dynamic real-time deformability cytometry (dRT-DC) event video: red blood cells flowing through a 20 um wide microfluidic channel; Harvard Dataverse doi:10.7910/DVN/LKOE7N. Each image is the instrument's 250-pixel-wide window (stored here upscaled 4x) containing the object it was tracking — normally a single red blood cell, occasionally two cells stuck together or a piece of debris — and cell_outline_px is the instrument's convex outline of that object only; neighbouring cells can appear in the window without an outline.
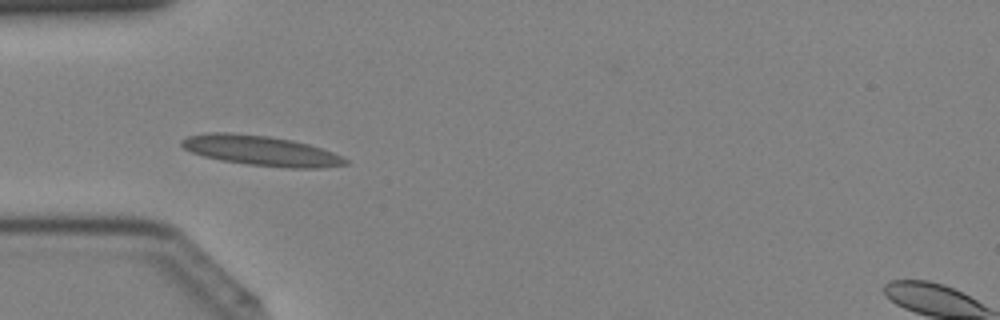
{"species": "Egyptian fruit bat (a non-hibernating species)", "species_latin": "Rousettus aegyptiacus", "temperature_condition": "cold", "stored_images_in_passage": 41, "camera_frame_rate_fps": 3000, "um_per_image_px": 0.085, "animal": {"sex": "female"}, "frame": {"image": 1, "passage_image": 12, "time_ms": 3.667, "image_size_px": [1000, 320], "cell_outline_px": [[348, 164], [320, 168], [292, 168], [248, 164], [220, 160], [204, 156], [192, 152], [184, 148], [180, 144], [180, 140], [188, 136], [204, 132], [228, 132], [268, 136], [292, 140], [308, 144], [332, 152], [348, 160]], "centroid_in_image_um": [22.14, 12.8], "position_along_channel_um": 62.9, "area_um2": 28.5}}
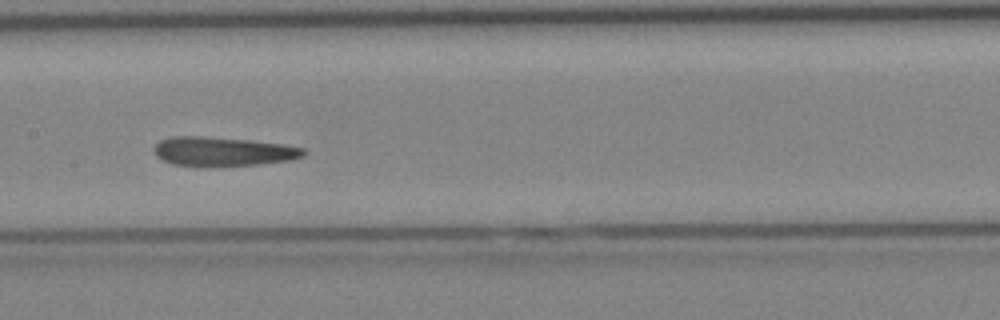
{"frame": {"image": 2, "passage_image": 20, "time_ms": 6.333, "image_size_px": [1000, 320], "cell_outline_px": [[304, 156], [292, 160], [260, 164], [208, 168], [196, 168], [172, 164], [156, 156], [156, 144], [160, 140], [172, 136], [204, 136], [248, 140], [280, 144], [304, 148]], "centroid_in_image_um": [18.92, 12.91], "position_along_channel_um": 188.5, "area_um2": 25.84}}
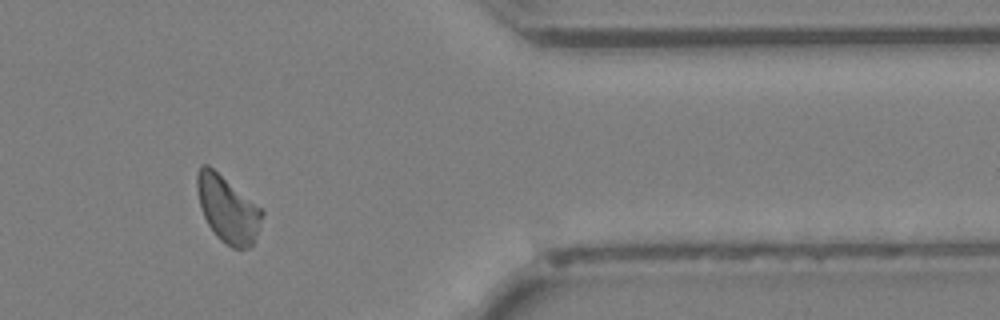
{"frame": {"image": 3, "passage_image": 34, "time_ms": 11.0, "image_size_px": [1000, 320], "cell_outline_px": [[264, 212], [252, 248], [232, 248], [220, 240], [216, 236], [208, 224], [204, 216], [200, 204], [196, 188], [196, 176], [200, 168], [204, 164], [208, 164], [260, 208]], "centroid_in_image_um": [19.34, 17.8], "position_along_channel_um": 392.1, "area_um2": 24.74}}